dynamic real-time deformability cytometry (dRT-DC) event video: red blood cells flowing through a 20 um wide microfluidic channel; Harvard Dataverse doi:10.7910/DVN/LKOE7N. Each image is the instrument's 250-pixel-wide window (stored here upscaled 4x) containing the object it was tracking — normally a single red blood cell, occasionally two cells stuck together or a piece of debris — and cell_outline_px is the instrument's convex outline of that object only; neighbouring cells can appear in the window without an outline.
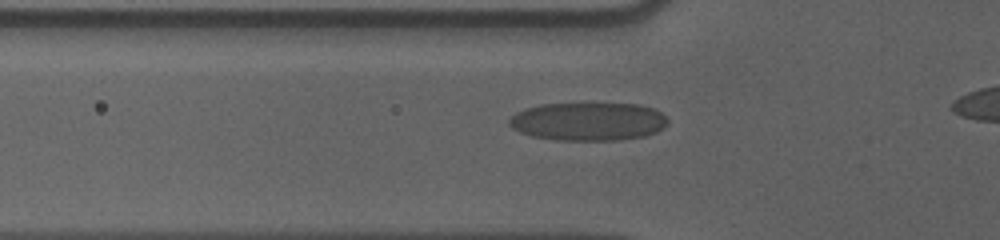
{"species": "human", "species_latin": "Homo sapiens", "temperature_condition": "cold", "stored_images_in_passage": 39, "camera_frame_rate_fps": 3000, "um_per_image_px": 0.085, "donor": {"sex": "male"}, "frame": {"image": 1, "passage_image": 11, "time_ms": 3.333, "image_size_px": [1000, 240], "cell_outline_px": [[668, 124], [656, 132], [644, 136], [620, 140], [552, 140], [532, 136], [520, 132], [512, 128], [508, 124], [508, 120], [516, 112], [524, 108], [540, 104], [640, 104], [652, 108], [660, 112], [668, 120]], "centroid_in_image_um": [49.97, 10.33], "position_along_channel_um": 75.8, "area_um2": 35.43}}
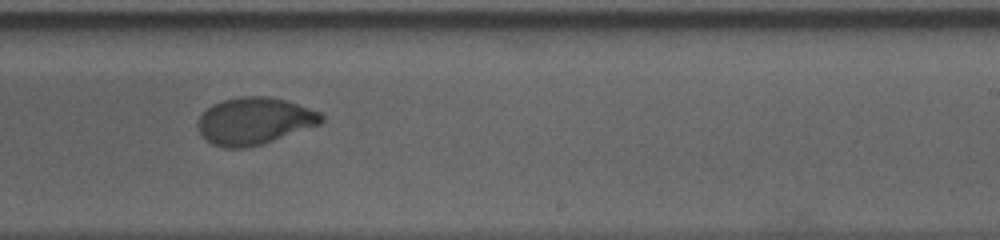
{"frame": {"image": 2, "passage_image": 27, "time_ms": 8.667, "image_size_px": [1000, 240], "cell_outline_px": [[324, 120], [320, 124], [260, 144], [244, 148], [224, 148], [212, 144], [200, 132], [196, 124], [196, 120], [212, 104], [220, 100], [240, 96], [268, 96], [284, 100], [320, 112], [324, 116]], "centroid_in_image_um": [21.58, 10.27], "position_along_channel_um": 267.4, "area_um2": 33.58}}
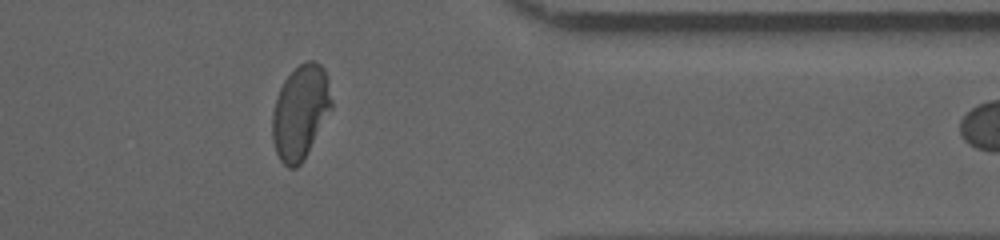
{"frame": {"image": 3, "passage_image": 38, "time_ms": 12.333, "image_size_px": [1000, 240], "cell_outline_px": [[332, 108], [300, 164], [296, 168], [288, 168], [280, 160], [276, 152], [272, 136], [272, 112], [280, 88], [284, 80], [300, 64], [308, 60], [312, 60], [320, 64], [324, 68], [328, 80], [332, 100]], "centroid_in_image_um": [25.53, 9.51], "position_along_channel_um": 385.9, "area_um2": 32.02}}